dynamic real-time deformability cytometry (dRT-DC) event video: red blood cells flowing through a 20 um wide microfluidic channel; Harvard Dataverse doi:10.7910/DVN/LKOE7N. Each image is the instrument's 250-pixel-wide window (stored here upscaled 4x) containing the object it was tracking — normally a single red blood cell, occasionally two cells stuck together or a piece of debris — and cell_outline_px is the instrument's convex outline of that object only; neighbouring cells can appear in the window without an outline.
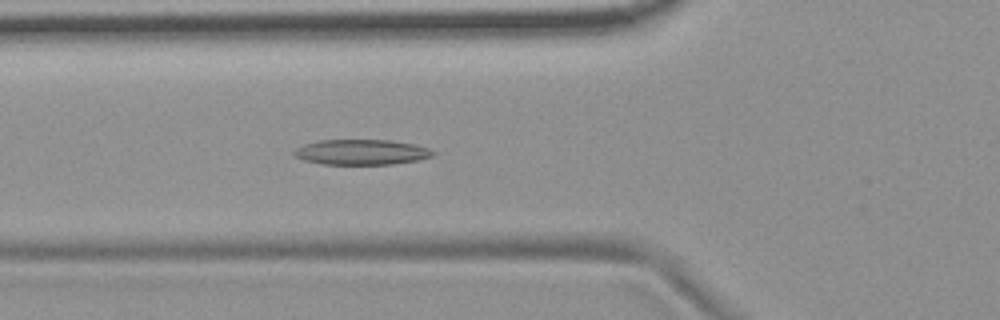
{"species": "common noctule bat (a hibernating species)", "species_latin": "Nyctalus noctula", "temperature_condition": "room temperature", "stored_images_in_passage": 48, "camera_frame_rate_fps": 3000, "um_per_image_px": 0.085, "animal": {"sex": "female", "body_mass_g": 19.9}, "frame": {"image": 1, "passage_image": 12, "time_ms": 3.667, "image_size_px": [1000, 320], "cell_outline_px": [[436, 152], [432, 156], [416, 160], [392, 164], [324, 164], [304, 160], [296, 156], [292, 152], [296, 148], [304, 144], [320, 140], [392, 140], [412, 144], [428, 148]], "centroid_in_image_um": [30.71, 12.92], "position_along_channel_um": 95.1, "area_um2": 20.29}}
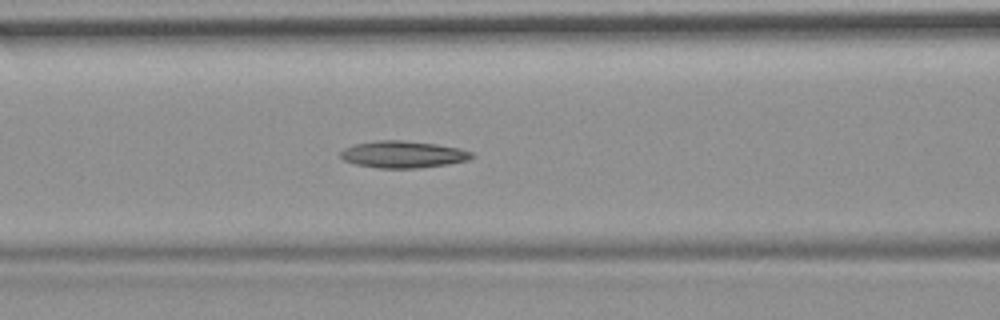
{"frame": {"image": 2, "passage_image": 15, "time_ms": 4.667, "image_size_px": [1000, 320], "cell_outline_px": [[476, 156], [468, 160], [448, 164], [420, 168], [380, 168], [356, 164], [344, 160], [340, 156], [340, 152], [344, 148], [356, 144], [376, 140], [400, 140], [436, 144], [460, 148], [472, 152]], "centroid_in_image_um": [34.29, 13.12], "position_along_channel_um": 132.3, "area_um2": 20.58}}
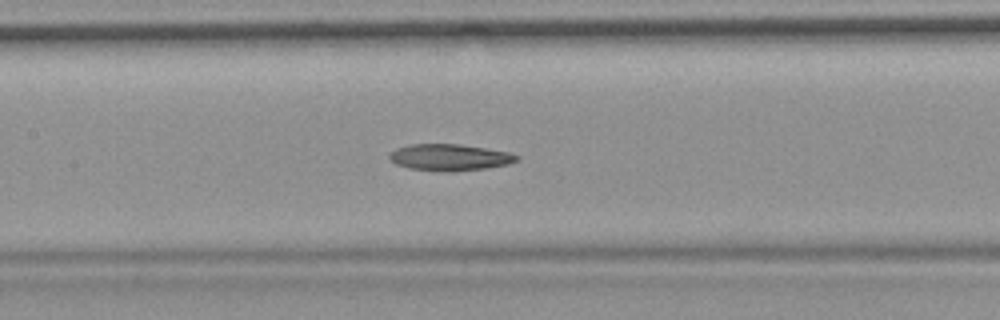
{"frame": {"image": 3, "passage_image": 18, "time_ms": 5.667, "image_size_px": [1000, 320], "cell_outline_px": [[520, 160], [508, 164], [488, 168], [452, 172], [436, 172], [408, 168], [396, 164], [388, 156], [396, 148], [412, 144], [460, 144], [508, 152], [520, 156]], "centroid_in_image_um": [38.24, 13.39], "position_along_channel_um": 169.2, "area_um2": 19.88}}